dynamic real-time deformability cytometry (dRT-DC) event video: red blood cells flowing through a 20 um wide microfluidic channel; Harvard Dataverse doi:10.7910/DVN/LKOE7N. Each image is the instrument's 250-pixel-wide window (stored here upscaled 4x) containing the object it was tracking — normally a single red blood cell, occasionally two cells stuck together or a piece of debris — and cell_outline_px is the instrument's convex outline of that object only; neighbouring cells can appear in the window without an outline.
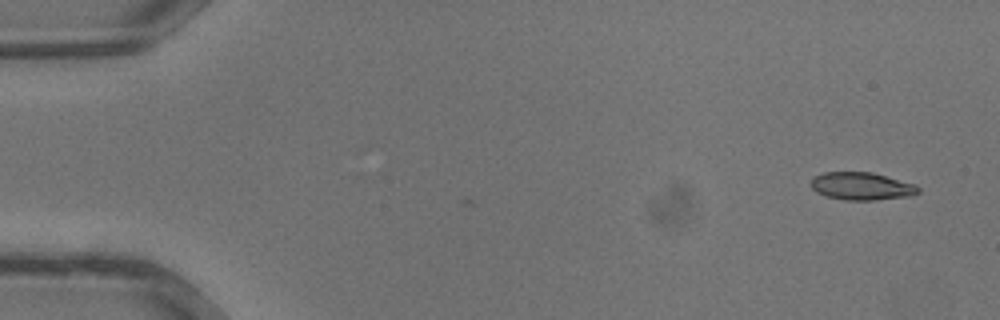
{"species": "common noctule bat (a hibernating species)", "species_latin": "Nyctalus noctula", "temperature_condition": "warm", "stored_images_in_passage": 34, "camera_frame_rate_fps": 3000, "um_per_image_px": 0.085, "animal": {"sex": "male", "body_mass_g": 13.3}, "frame": {"image": 1, "passage_image": 1, "time_ms": 0.0, "image_size_px": [1000, 320], "cell_outline_px": [[920, 192], [912, 196], [872, 200], [844, 200], [828, 196], [816, 192], [812, 188], [812, 180], [816, 176], [824, 172], [872, 172], [916, 184], [920, 188]], "centroid_in_image_um": [73.29, 15.82], "position_along_channel_um": 11.7, "area_um2": 17.28}}
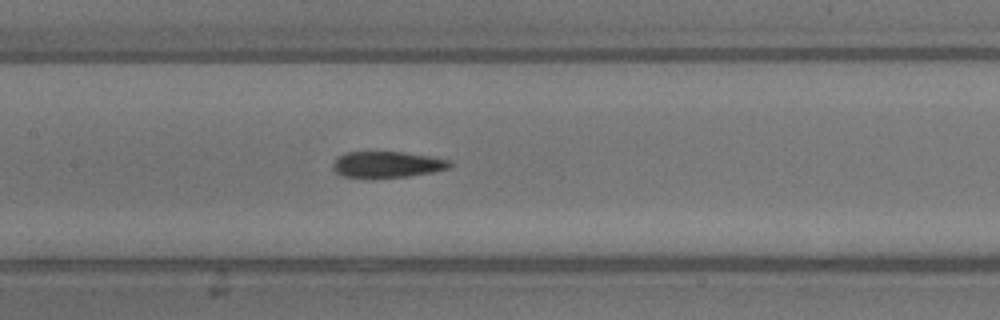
{"frame": {"image": 2, "passage_image": 16, "time_ms": 5.0, "image_size_px": [1000, 320], "cell_outline_px": [[452, 164], [448, 168], [432, 172], [408, 176], [372, 180], [340, 176], [332, 168], [332, 164], [344, 152], [404, 152], [432, 156], [452, 160]], "centroid_in_image_um": [32.88, 14.01], "position_along_channel_um": 174.5, "area_um2": 18.44}}
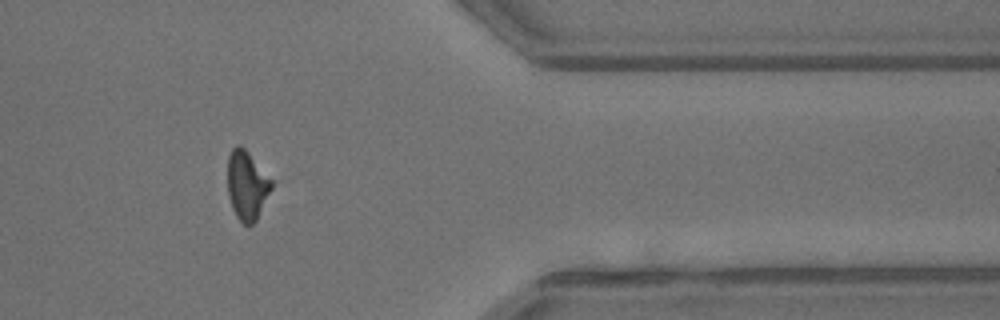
{"frame": {"image": 3, "passage_image": 28, "time_ms": 9.0, "image_size_px": [1000, 320], "cell_outline_px": [[272, 188], [256, 220], [252, 224], [244, 224], [236, 216], [232, 208], [228, 196], [228, 156], [232, 148], [236, 144], [240, 144], [248, 152], [272, 180]], "centroid_in_image_um": [20.97, 15.73], "position_along_channel_um": 390.4, "area_um2": 17.51}}